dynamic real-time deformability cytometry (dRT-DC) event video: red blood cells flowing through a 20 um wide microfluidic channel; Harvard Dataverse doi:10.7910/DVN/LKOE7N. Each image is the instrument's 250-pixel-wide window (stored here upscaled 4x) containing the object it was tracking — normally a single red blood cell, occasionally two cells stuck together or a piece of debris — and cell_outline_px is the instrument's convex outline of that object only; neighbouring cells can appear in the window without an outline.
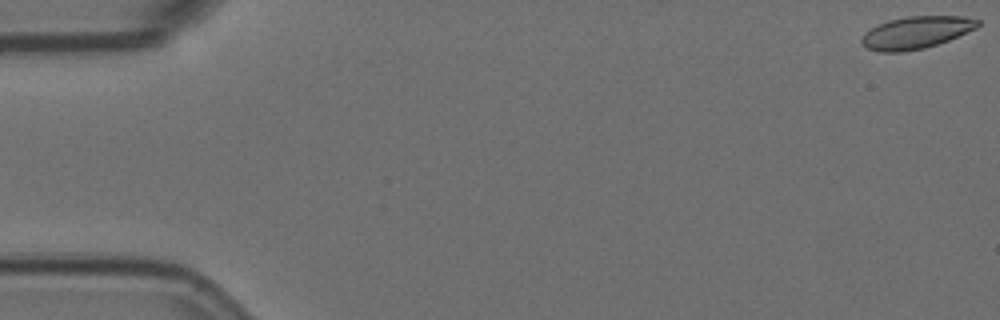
{"species": "Egyptian fruit bat (a non-hibernating species)", "species_latin": "Rousettus aegyptiacus", "temperature_condition": "room temperature", "stored_images_in_passage": 6, "camera_frame_rate_fps": 3000, "um_per_image_px": 0.085, "animal": {"sex": "female"}, "frame": {"image": 1, "passage_image": 1, "time_ms": 0.0, "image_size_px": [1000, 320], "cell_outline_px": [[980, 24], [976, 28], [948, 40], [924, 48], [900, 52], [876, 52], [868, 48], [860, 40], [864, 32], [888, 20], [908, 16], [964, 16], [980, 20]], "centroid_in_image_um": [77.87, 2.76], "position_along_channel_um": 7.1, "area_um2": 21.68}}
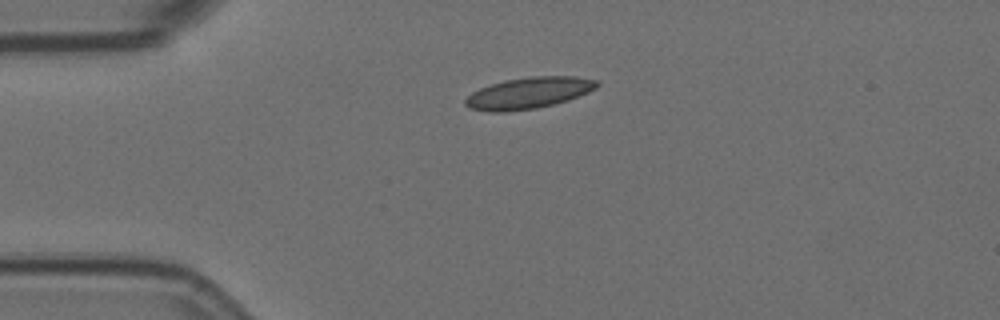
{"frame": {"image": 2, "passage_image": 4, "time_ms": 1.0, "image_size_px": [1000, 320], "cell_outline_px": [[600, 84], [596, 88], [588, 92], [568, 100], [536, 108], [504, 112], [488, 112], [468, 108], [464, 104], [464, 100], [472, 92], [480, 88], [504, 80], [532, 76], [576, 76], [596, 80]], "centroid_in_image_um": [44.91, 7.9], "position_along_channel_um": 40.1, "area_um2": 24.04}}
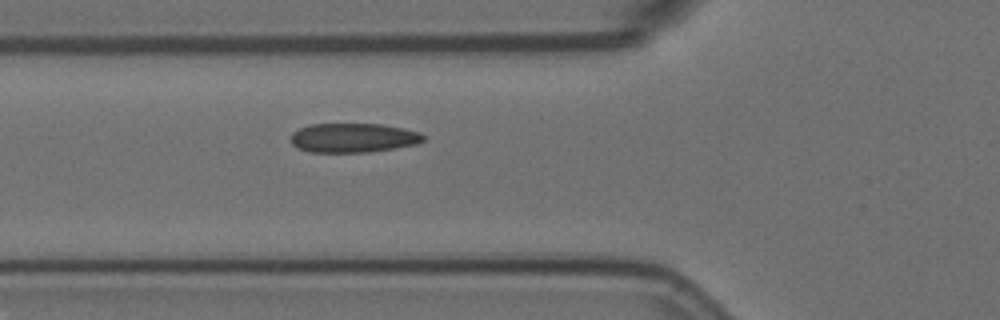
{"frame": {"image": 3, "passage_image": 6, "time_ms": 1.667, "image_size_px": [1000, 320], "cell_outline_px": [[424, 140], [416, 144], [368, 152], [308, 152], [296, 148], [292, 144], [292, 132], [300, 128], [312, 124], [380, 124], [404, 128], [420, 132], [424, 136]], "centroid_in_image_um": [30.01, 11.71], "position_along_channel_um": 95.8, "area_um2": 22.54}}